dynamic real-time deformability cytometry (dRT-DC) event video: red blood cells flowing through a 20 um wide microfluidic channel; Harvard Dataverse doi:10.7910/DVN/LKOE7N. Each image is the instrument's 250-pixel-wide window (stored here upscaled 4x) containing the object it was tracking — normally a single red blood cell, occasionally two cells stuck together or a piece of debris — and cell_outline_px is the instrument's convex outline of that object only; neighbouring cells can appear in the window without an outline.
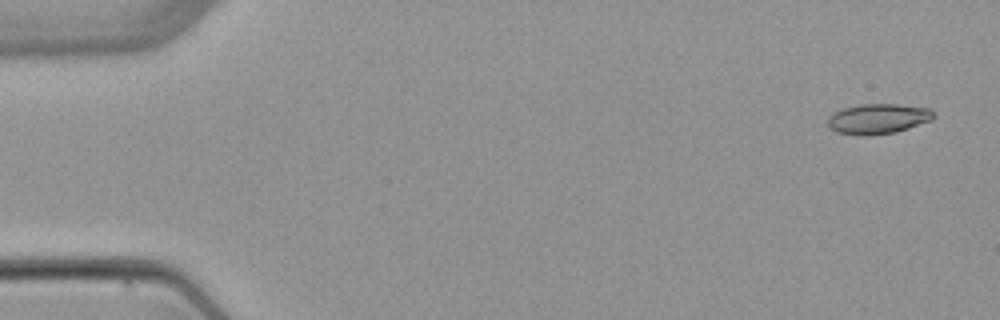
{"species": "common noctule bat (a hibernating species)", "species_latin": "Nyctalus noctula", "temperature_condition": "warm", "stored_images_in_passage": 5, "camera_frame_rate_fps": 3000, "um_per_image_px": 0.085, "animal": {"sex": "female", "body_mass_g": 22.7, "forearm_length_mm": 54.2}, "frame": {"image": 1, "passage_image": 1, "time_ms": 0.0, "image_size_px": [1000, 320], "cell_outline_px": [[936, 116], [932, 120], [896, 132], [868, 136], [864, 136], [836, 132], [828, 128], [828, 116], [844, 108], [860, 104], [896, 104], [932, 108]], "centroid_in_image_um": [74.65, 10.1], "position_along_channel_um": 10.3, "area_um2": 18.79}}
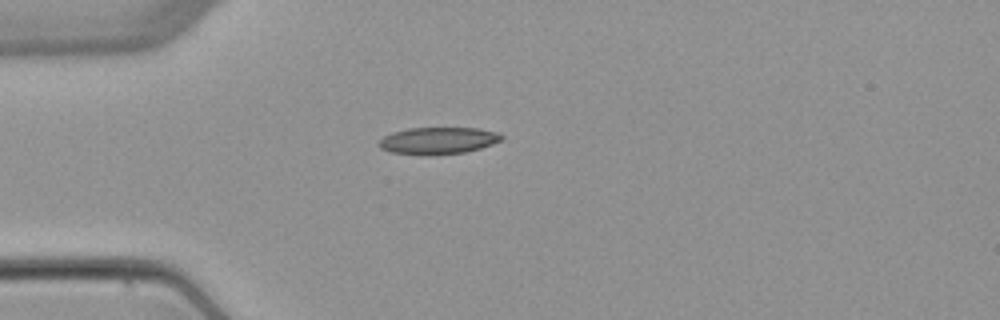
{"frame": {"image": 2, "passage_image": 4, "time_ms": 4.0, "image_size_px": [1000, 320], "cell_outline_px": [[504, 136], [500, 140], [492, 144], [480, 148], [464, 152], [428, 156], [392, 152], [380, 148], [376, 144], [384, 136], [392, 132], [408, 128], [476, 128], [500, 132]], "centroid_in_image_um": [37.22, 11.95], "position_along_channel_um": 47.8, "area_um2": 19.36}}